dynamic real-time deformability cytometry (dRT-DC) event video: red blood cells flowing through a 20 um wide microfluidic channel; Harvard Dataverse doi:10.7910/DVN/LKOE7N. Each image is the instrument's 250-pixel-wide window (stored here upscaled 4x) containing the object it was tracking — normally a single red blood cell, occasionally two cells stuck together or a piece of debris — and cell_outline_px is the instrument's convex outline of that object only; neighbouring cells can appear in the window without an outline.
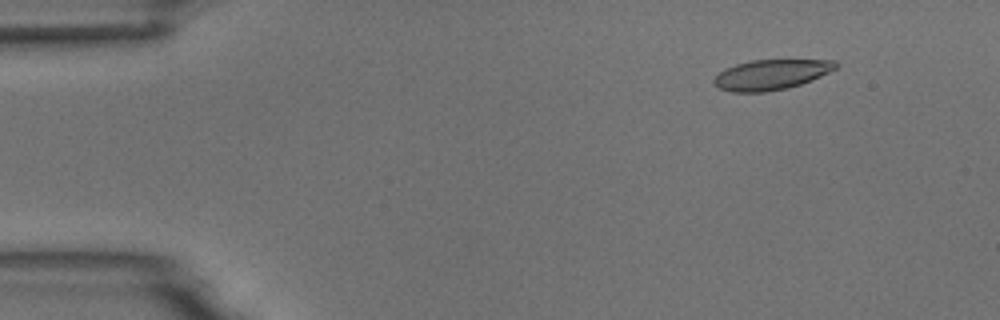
{"species": "common noctule bat (a hibernating species)", "species_latin": "Nyctalus noctula", "temperature_condition": "room temperature", "stored_images_in_passage": 3, "camera_frame_rate_fps": 3000, "um_per_image_px": 0.085, "animal": {"sex": "male", "body_mass_g": 18.8}, "frame": {"image": 1, "passage_image": 1, "time_ms": 0.0, "image_size_px": [1000, 320], "cell_outline_px": [[840, 64], [836, 68], [812, 80], [788, 88], [764, 92], [732, 92], [720, 88], [712, 80], [724, 68], [736, 64], [752, 60], [836, 60]], "centroid_in_image_um": [65.56, 6.34], "position_along_channel_um": 19.4, "area_um2": 21.33}}
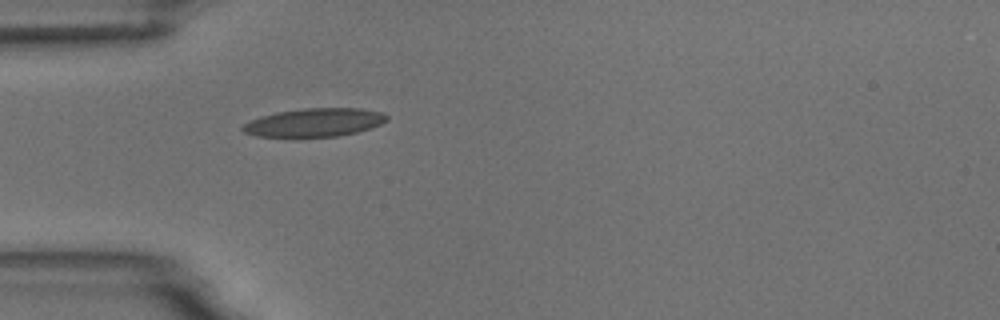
{"frame": {"image": 2, "passage_image": 3, "time_ms": 3.333, "image_size_px": [1000, 320], "cell_outline_px": [[388, 120], [380, 124], [356, 132], [336, 136], [256, 136], [244, 132], [240, 128], [244, 124], [260, 116], [276, 112], [304, 108], [360, 108], [380, 112], [388, 116]], "centroid_in_image_um": [26.71, 10.39], "position_along_channel_um": 58.3, "area_um2": 23.47}}